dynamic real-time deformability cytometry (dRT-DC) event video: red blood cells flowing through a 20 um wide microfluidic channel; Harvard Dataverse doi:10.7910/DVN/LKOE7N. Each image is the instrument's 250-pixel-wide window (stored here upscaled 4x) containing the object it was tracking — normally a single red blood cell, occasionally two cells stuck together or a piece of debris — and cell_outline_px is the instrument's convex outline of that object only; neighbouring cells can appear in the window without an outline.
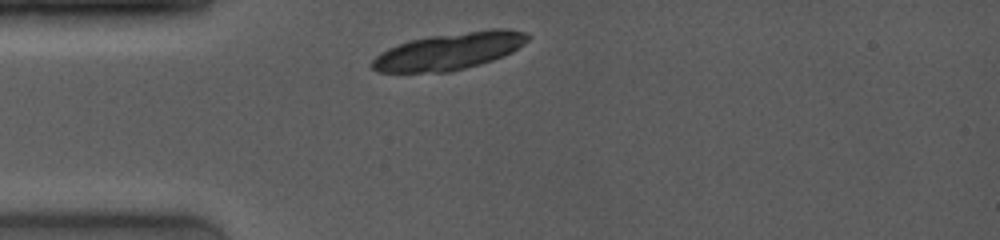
{"species": "common noctule bat (a hibernating species)", "species_latin": "Nyctalus noctula", "temperature_condition": "room temperature", "stored_images_in_passage": 2, "camera_frame_rate_fps": 4000, "um_per_image_px": 0.085, "animal": {"sex": "female", "body_mass_g": 19.0, "forearm_length_mm": 53.3}, "frame": {"image": 1, "passage_image": 1, "time_ms": 0.0, "image_size_px": [1000, 240], "cell_outline_px": [[532, 36], [524, 44], [512, 52], [504, 56], [480, 64], [448, 72], [376, 72], [372, 68], [372, 60], [380, 52], [388, 48], [412, 40], [428, 36], [496, 28], [508, 28], [528, 32]], "centroid_in_image_um": [38.24, 4.34], "position_along_channel_um": 46.8, "area_um2": 33.58}}